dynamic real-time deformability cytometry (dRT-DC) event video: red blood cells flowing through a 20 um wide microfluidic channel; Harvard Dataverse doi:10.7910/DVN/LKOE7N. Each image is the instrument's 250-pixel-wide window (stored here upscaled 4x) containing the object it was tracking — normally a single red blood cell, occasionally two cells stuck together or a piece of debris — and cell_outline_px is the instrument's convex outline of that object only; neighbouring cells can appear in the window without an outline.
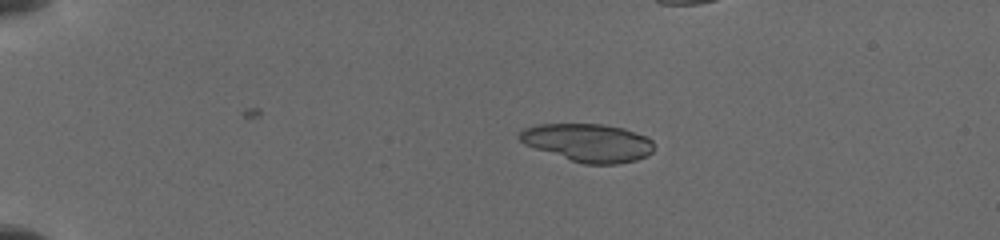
{"species": "common noctule bat (a hibernating species)", "species_latin": "Nyctalus noctula", "temperature_condition": "cold", "stored_images_in_passage": 23, "camera_frame_rate_fps": 3000, "um_per_image_px": 0.085, "animal": {"sex": "female", "body_mass_g": 19.5, "forearm_length_mm": 54.1}, "frame": {"image": 1, "passage_image": 12, "time_ms": 3.333, "image_size_px": [1000, 240], "cell_outline_px": [[652, 152], [648, 156], [636, 160], [616, 164], [584, 164], [524, 144], [520, 140], [520, 132], [524, 128], [540, 124], [604, 124], [624, 128], [648, 136], [652, 140]], "centroid_in_image_um": [50.04, 12.12], "position_along_channel_um": 35.0, "area_um2": 29.59}}